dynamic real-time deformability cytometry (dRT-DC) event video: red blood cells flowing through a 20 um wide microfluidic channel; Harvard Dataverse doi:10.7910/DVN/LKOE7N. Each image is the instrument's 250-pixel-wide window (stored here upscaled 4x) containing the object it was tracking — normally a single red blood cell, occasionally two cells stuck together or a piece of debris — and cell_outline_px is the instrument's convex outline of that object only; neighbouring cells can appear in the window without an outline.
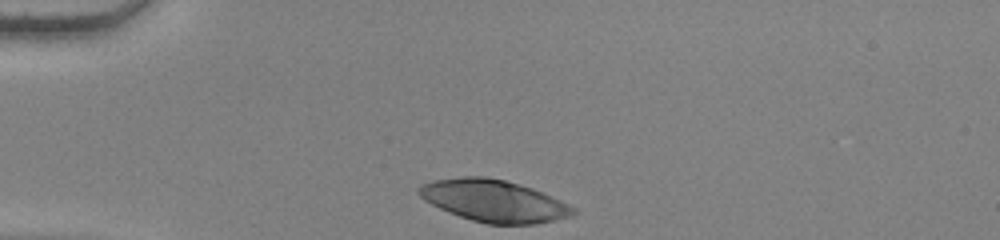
{"species": "human", "species_latin": "Homo sapiens", "temperature_condition": "warm", "stored_images_in_passage": 31, "camera_frame_rate_fps": 3000, "um_per_image_px": 0.085, "donor": {"sex": "female"}, "frame": {"image": 1, "passage_image": 1, "time_ms": 0.0, "image_size_px": [1000, 240], "cell_outline_px": [[580, 212], [572, 216], [536, 224], [488, 224], [472, 220], [448, 212], [424, 200], [416, 192], [416, 188], [420, 184], [432, 180], [464, 176], [484, 176], [504, 180], [520, 184], [532, 188], [552, 196], [576, 208]], "centroid_in_image_um": [41.98, 17.06], "position_along_channel_um": 43.0, "area_um2": 37.97}}
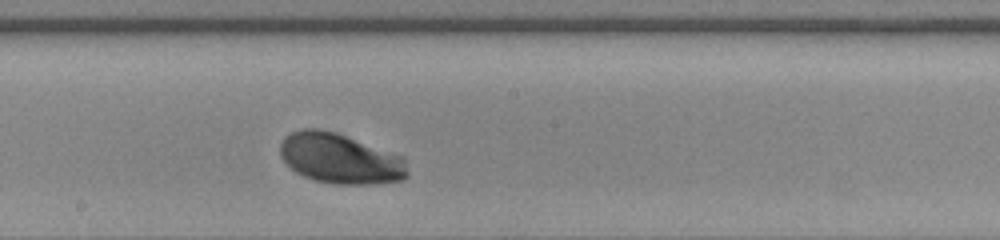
{"frame": {"image": 2, "passage_image": 18, "time_ms": 5.667, "image_size_px": [1000, 240], "cell_outline_px": [[408, 176], [404, 180], [372, 184], [332, 184], [316, 180], [304, 176], [296, 172], [280, 156], [280, 144], [284, 136], [288, 132], [300, 128], [316, 128], [336, 132], [404, 156], [408, 172]], "centroid_in_image_um": [28.92, 13.46], "position_along_channel_um": 219.3, "area_um2": 37.63}}
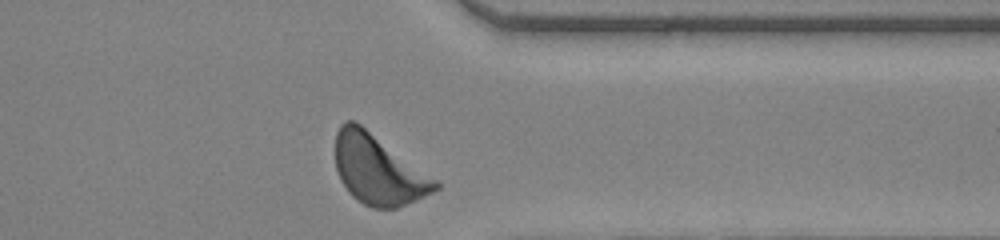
{"frame": {"image": 3, "passage_image": 31, "time_ms": 10.0, "image_size_px": [1000, 240], "cell_outline_px": [[440, 188], [424, 196], [396, 208], [372, 208], [364, 204], [352, 196], [348, 192], [340, 180], [336, 168], [336, 132], [340, 124], [344, 120], [356, 120], [436, 180], [440, 184]], "centroid_in_image_um": [32.1, 14.41], "position_along_channel_um": 379.3, "area_um2": 40.17}, "authors_computed_cell_mechanics": {"area_um2": 37.4544, "velocity_mm_per_s": 3.7558, "shape_relaxation_time_tau1_ms": 2.1105, "shape_relaxation_time_tau2_ms": null, "deformation_change_tau1": 0.1871, "deformation_change_tau2": null}}